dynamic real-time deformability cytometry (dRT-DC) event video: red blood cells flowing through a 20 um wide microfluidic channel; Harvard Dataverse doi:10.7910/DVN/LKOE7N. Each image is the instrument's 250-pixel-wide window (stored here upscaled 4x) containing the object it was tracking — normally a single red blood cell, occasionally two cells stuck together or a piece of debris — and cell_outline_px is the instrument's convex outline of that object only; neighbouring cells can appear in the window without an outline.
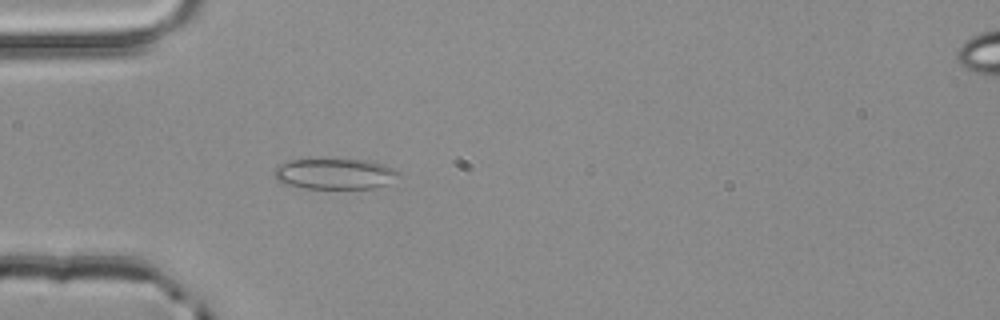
{"species": "common noctule bat (a hibernating species)", "species_latin": "Nyctalus noctula", "temperature_condition": "room temperature", "stored_images_in_passage": 3, "camera_frame_rate_fps": 3000, "um_per_image_px": 0.085, "animal": {"sex": "male", "body_mass_g": 20.4}, "frame": {"image": 1, "passage_image": 3, "time_ms": 0.667, "image_size_px": [1000, 320], "cell_outline_px": [[400, 176], [388, 184], [376, 188], [304, 188], [284, 184], [276, 180], [272, 172], [276, 164], [288, 160], [320, 156], [368, 160], [384, 164], [396, 168], [400, 172]], "centroid_in_image_um": [28.42, 14.71], "position_along_channel_um": 56.6, "area_um2": 23.76}}